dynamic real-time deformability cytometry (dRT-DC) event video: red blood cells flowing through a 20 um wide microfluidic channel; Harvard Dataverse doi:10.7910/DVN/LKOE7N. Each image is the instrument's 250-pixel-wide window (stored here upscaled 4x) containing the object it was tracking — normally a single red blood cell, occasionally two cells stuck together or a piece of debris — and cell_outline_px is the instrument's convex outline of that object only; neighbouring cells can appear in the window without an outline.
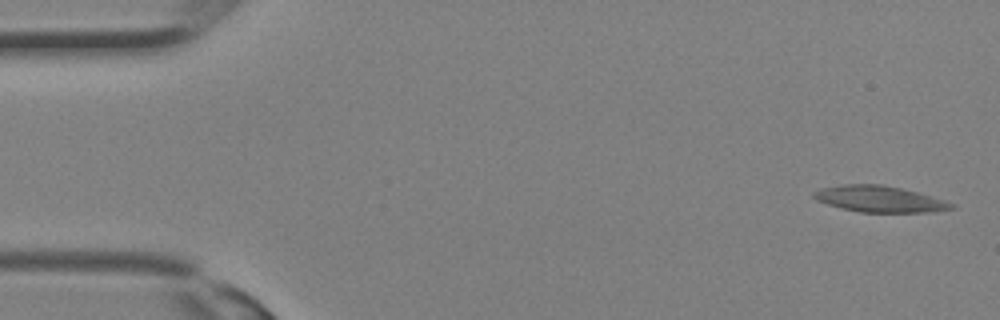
{"species": "Egyptian fruit bat (a non-hibernating species)", "species_latin": "Rousettus aegyptiacus", "temperature_condition": "room temperature", "stored_images_in_passage": 32, "camera_frame_rate_fps": 3000, "um_per_image_px": 0.085, "animal": {"sex": "female"}, "frame": {"image": 1, "passage_image": 1, "time_ms": 0.0, "image_size_px": [1000, 320], "cell_outline_px": [[956, 208], [932, 212], [860, 212], [840, 208], [816, 200], [812, 196], [812, 192], [820, 188], [844, 184], [880, 184], [900, 188], [916, 192], [944, 200], [956, 204]], "centroid_in_image_um": [74.74, 16.92], "position_along_channel_um": 10.3, "area_um2": 21.04}}
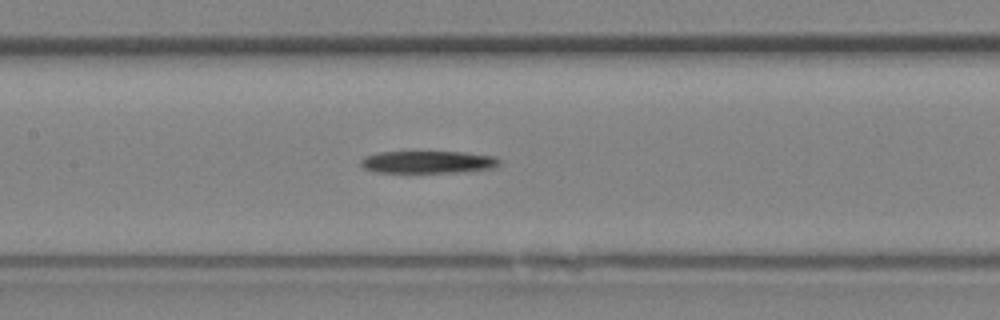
{"frame": {"image": 2, "passage_image": 15, "time_ms": 4.667, "image_size_px": [1000, 320], "cell_outline_px": [[500, 164], [492, 168], [460, 172], [376, 172], [364, 168], [360, 164], [360, 160], [364, 156], [380, 152], [464, 152], [496, 156], [500, 160]], "centroid_in_image_um": [36.38, 13.77], "position_along_channel_um": 171.0, "area_um2": 18.03}}
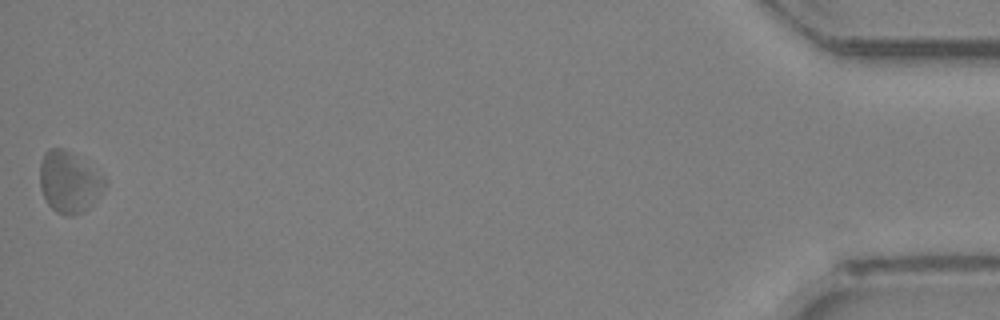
{"frame": {"image": 3, "passage_image": 32, "time_ms": 10.333, "image_size_px": [1000, 320], "cell_outline_px": [[108, 180], [104, 188], [92, 204], [88, 208], [72, 216], [68, 216], [56, 212], [48, 204], [40, 188], [40, 164], [44, 152], [48, 148], [64, 148], [104, 176]], "centroid_in_image_um": [5.86, 15.47], "position_along_channel_um": 429.3, "area_um2": 22.95}}